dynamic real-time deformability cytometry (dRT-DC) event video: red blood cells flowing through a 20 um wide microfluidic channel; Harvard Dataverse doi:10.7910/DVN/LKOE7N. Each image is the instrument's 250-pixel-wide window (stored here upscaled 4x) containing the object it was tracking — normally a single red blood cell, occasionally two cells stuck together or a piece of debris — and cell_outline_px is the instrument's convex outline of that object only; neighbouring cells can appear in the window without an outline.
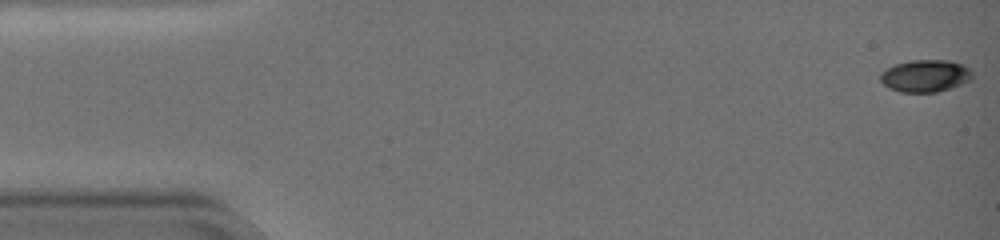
{"species": "common noctule bat (a hibernating species)", "species_latin": "Nyctalus noctula", "temperature_condition": "warm", "stored_images_in_passage": 60, "camera_frame_rate_fps": 3000, "um_per_image_px": 0.085, "animal": {"sex": "female", "body_mass_g": 19.0, "forearm_length_mm": 51.5}, "frame": {"image": 1, "passage_image": 1, "time_ms": 0.0, "image_size_px": [1000, 240], "cell_outline_px": [[972, 80], [936, 92], [900, 92], [888, 88], [880, 80], [880, 72], [896, 64], [912, 60], [948, 60], [964, 64], [972, 72]], "centroid_in_image_um": [78.65, 6.44], "position_along_channel_um": 6.4, "area_um2": 17.22}}
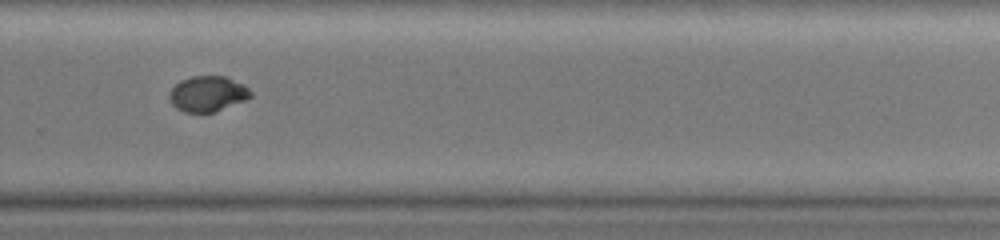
{"frame": {"image": 2, "passage_image": 42, "time_ms": 13.667, "image_size_px": [1000, 240], "cell_outline_px": [[252, 96], [244, 100], [212, 112], [184, 112], [176, 108], [172, 104], [168, 96], [168, 92], [180, 80], [192, 76], [224, 76], [244, 84], [252, 92]], "centroid_in_image_um": [17.62, 7.96], "position_along_channel_um": 312.2, "area_um2": 16.7}}
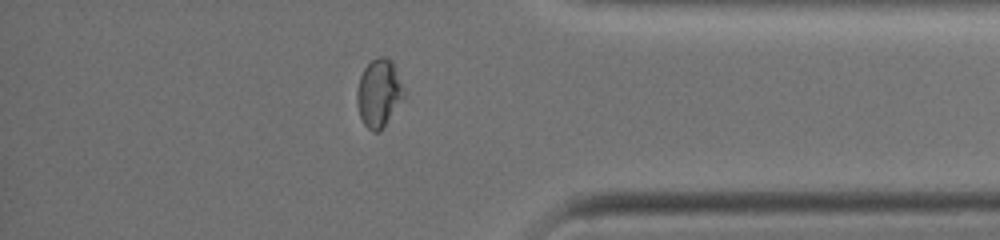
{"frame": {"image": 3, "passage_image": 51, "time_ms": 16.667, "image_size_px": [1000, 240], "cell_outline_px": [[404, 96], [380, 132], [372, 132], [364, 124], [360, 116], [356, 104], [356, 92], [360, 76], [364, 68], [372, 60], [380, 56], [384, 56], [392, 64], [404, 88]], "centroid_in_image_um": [32.16, 7.94], "position_along_channel_um": 403.0, "area_um2": 18.21}, "authors_computed_cell_mechanics": {"area_um2": 17.9758, "velocity_mm_per_s": 3.2855, "shape_relaxation_time_tau1_ms": null, "shape_relaxation_time_tau2_ms": 1.0976, "deformation_change_tau1": null, "deformation_change_tau2": 0.0227}}